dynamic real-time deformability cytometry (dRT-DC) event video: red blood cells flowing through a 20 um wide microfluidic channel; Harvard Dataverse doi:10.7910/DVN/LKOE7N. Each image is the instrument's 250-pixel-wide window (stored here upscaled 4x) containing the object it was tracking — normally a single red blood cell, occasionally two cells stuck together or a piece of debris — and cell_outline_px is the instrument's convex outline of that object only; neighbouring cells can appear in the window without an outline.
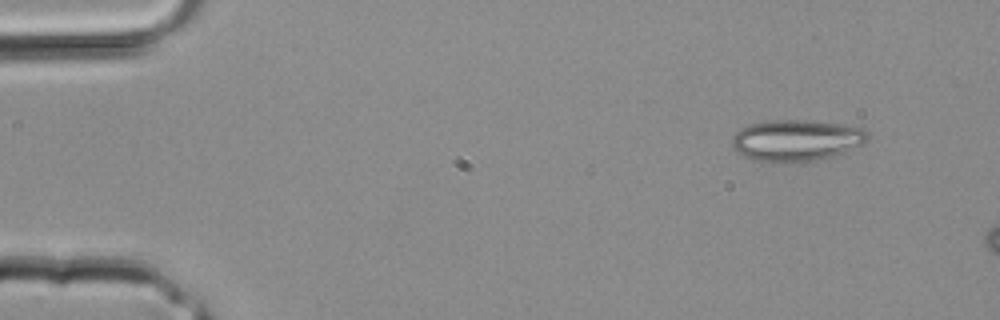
{"species": "common noctule bat (a hibernating species)", "species_latin": "Nyctalus noctula", "temperature_condition": "room temperature", "stored_images_in_passage": 2, "camera_frame_rate_fps": 3000, "um_per_image_px": 0.085, "animal": {"sex": "male", "body_mass_g": 20.4}, "frame": {"image": 1, "passage_image": 1, "time_ms": 0.0, "image_size_px": [1000, 320], "cell_outline_px": [[868, 136], [860, 144], [844, 152], [832, 156], [816, 160], [780, 164], [752, 160], [736, 152], [732, 148], [732, 136], [740, 128], [752, 124], [768, 120], [804, 120], [840, 124], [868, 128]], "centroid_in_image_um": [67.63, 11.94], "position_along_channel_um": 17.4, "area_um2": 33.0}}